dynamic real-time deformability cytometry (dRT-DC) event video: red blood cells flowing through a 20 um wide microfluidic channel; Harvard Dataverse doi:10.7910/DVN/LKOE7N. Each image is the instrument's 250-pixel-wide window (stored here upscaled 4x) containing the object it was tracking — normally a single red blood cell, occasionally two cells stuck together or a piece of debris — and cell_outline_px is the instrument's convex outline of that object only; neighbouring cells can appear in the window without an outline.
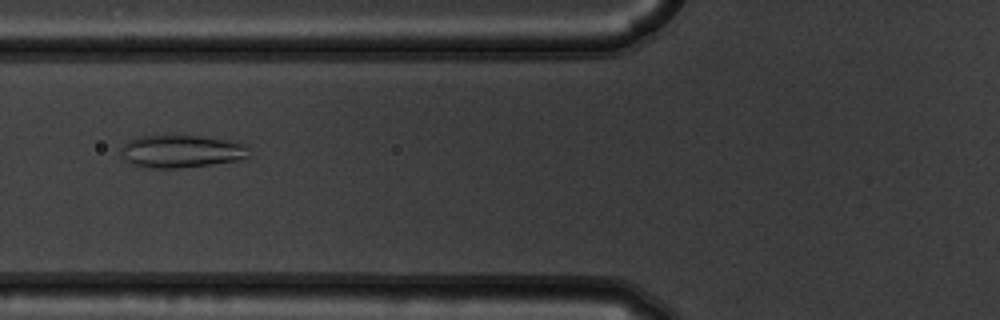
{"species": "common noctule bat (a hibernating species)", "species_latin": "Nyctalus noctula", "temperature_condition": "warm", "stored_images_in_passage": 55, "camera_frame_rate_fps": 3000, "um_per_image_px": 0.085, "animal": {"sex": "male", "body_mass_g": 19.5, "forearm_length_mm": 54.6}, "frame": {"image": 1, "passage_image": 22, "time_ms": 7.0, "image_size_px": [1000, 320], "cell_outline_px": [[248, 160], [176, 168], [148, 168], [132, 164], [124, 156], [120, 148], [128, 140], [140, 136], [168, 132], [240, 140], [248, 144]], "centroid_in_image_um": [15.52, 12.8], "position_along_channel_um": 110.3, "area_um2": 25.78}}
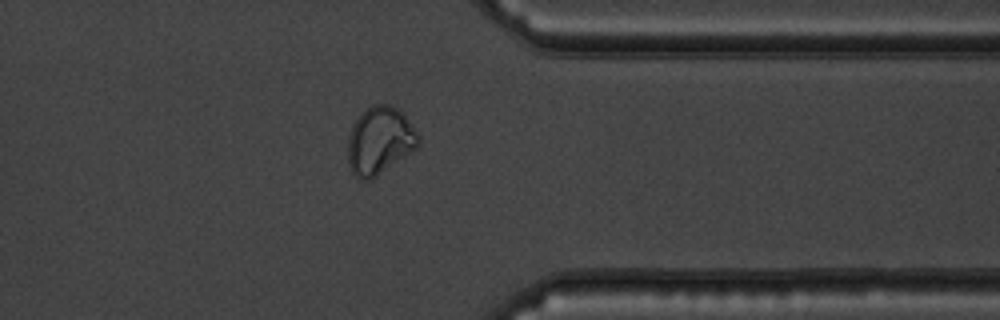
{"frame": {"image": 2, "passage_image": 44, "time_ms": 14.333, "image_size_px": [1000, 320], "cell_outline_px": [[420, 144], [416, 148], [372, 180], [360, 180], [352, 172], [348, 160], [348, 136], [352, 124], [372, 104], [388, 104], [396, 108], [408, 120], [420, 136]], "centroid_in_image_um": [32.27, 11.98], "position_along_channel_um": 379.1, "area_um2": 27.57}}
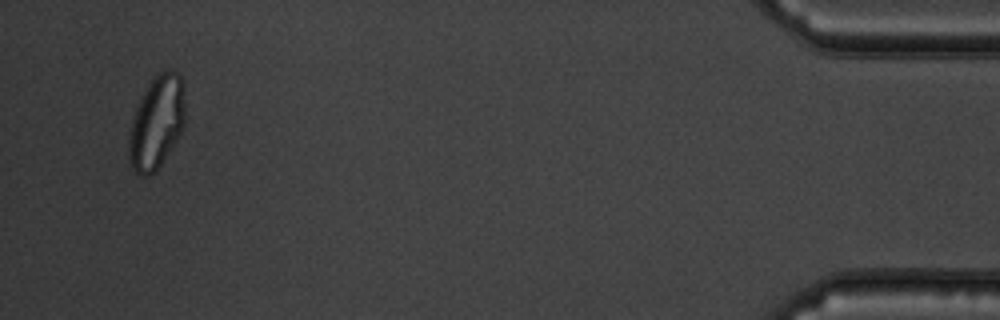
{"frame": {"image": 3, "passage_image": 53, "time_ms": 17.333, "image_size_px": [1000, 320], "cell_outline_px": [[184, 124], [180, 132], [160, 164], [148, 176], [140, 176], [132, 168], [128, 156], [128, 140], [132, 120], [136, 108], [148, 84], [160, 72], [180, 72], [184, 100]], "centroid_in_image_um": [13.28, 10.42], "position_along_channel_um": 421.9, "area_um2": 29.59}, "authors_computed_cell_mechanics": {"area_um2": 28.033, "velocity_mm_per_s": 3.7359, "shape_relaxation_time_tau1_ms": null, "shape_relaxation_time_tau2_ms": 0.7127, "deformation_change_tau1": null, "deformation_change_tau2": 0.0573}}